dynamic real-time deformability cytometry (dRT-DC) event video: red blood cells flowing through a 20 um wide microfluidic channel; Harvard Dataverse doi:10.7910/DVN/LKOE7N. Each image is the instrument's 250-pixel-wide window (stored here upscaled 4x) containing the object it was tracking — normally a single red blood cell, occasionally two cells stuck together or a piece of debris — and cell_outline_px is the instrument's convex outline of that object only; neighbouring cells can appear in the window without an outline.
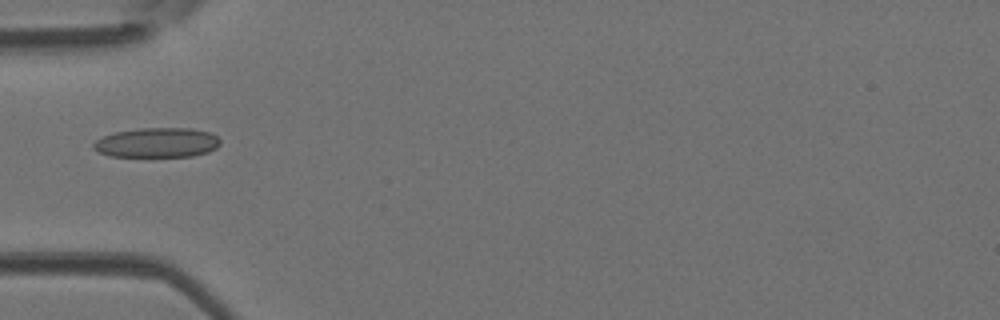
{"species": "Egyptian fruit bat (a non-hibernating species)", "species_latin": "Rousettus aegyptiacus", "temperature_condition": "room temperature", "stored_images_in_passage": 29, "camera_frame_rate_fps": 3000, "um_per_image_px": 0.085, "animal": {"sex": "female"}, "frame": {"image": 1, "passage_image": 1, "time_ms": 0.0, "image_size_px": [1000, 320], "cell_outline_px": [[220, 144], [216, 148], [208, 152], [192, 156], [112, 156], [100, 152], [92, 148], [92, 144], [96, 140], [104, 136], [116, 132], [140, 128], [188, 128], [208, 132], [216, 136], [220, 140]], "centroid_in_image_um": [13.35, 12.12], "position_along_channel_um": 71.6, "area_um2": 21.73}}
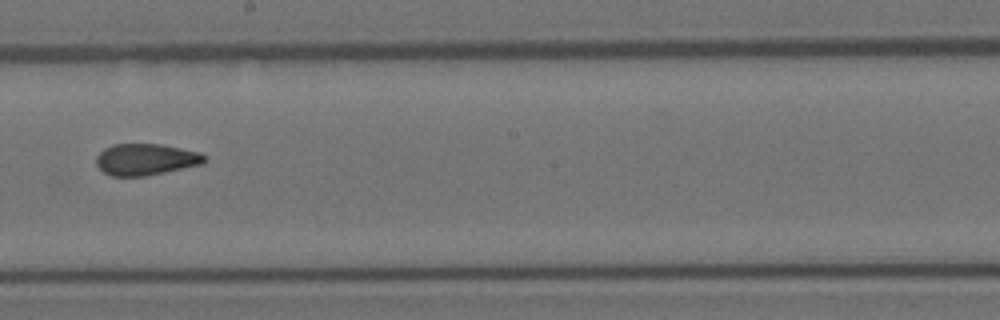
{"frame": {"image": 2, "passage_image": 13, "time_ms": 4.0, "image_size_px": [1000, 320], "cell_outline_px": [[204, 160], [200, 164], [144, 176], [112, 176], [104, 172], [96, 164], [96, 156], [104, 148], [112, 144], [160, 144], [200, 152], [204, 156]], "centroid_in_image_um": [12.32, 13.54], "position_along_channel_um": 235.9, "area_um2": 19.54}}
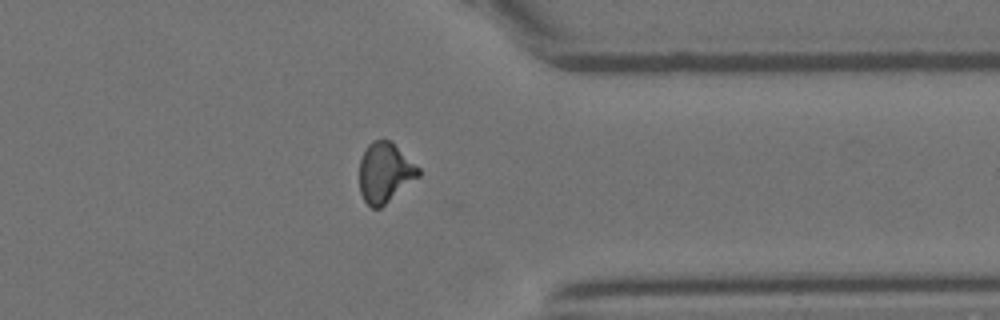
{"frame": {"image": 3, "passage_image": 24, "time_ms": 7.667, "image_size_px": [1000, 320], "cell_outline_px": [[420, 176], [380, 208], [372, 208], [364, 200], [360, 192], [360, 160], [364, 148], [372, 140], [384, 136], [420, 168]], "centroid_in_image_um": [32.7, 14.64], "position_along_channel_um": 378.7, "area_um2": 20.69}, "authors_computed_cell_mechanics": {"area_um2": 20.23, "velocity_mm_per_s": 4.0805, "shape_relaxation_time_tau1_ms": null, "shape_relaxation_time_tau2_ms": 1.9216, "deformation_change_tau1": null, "deformation_change_tau2": 0.0836}}